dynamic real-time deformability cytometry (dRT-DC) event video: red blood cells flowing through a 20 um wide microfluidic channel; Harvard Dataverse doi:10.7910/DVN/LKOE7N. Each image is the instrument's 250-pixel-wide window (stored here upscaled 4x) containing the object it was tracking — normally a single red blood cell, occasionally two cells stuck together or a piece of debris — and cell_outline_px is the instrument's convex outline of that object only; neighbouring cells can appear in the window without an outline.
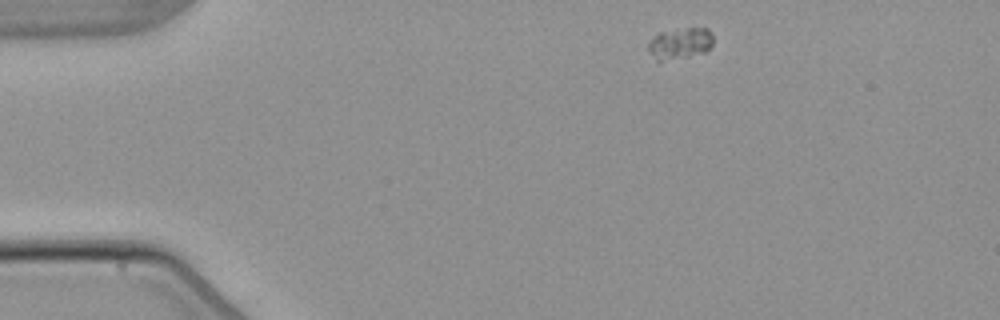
{"species": "common noctule bat (a hibernating species)", "species_latin": "Nyctalus noctula", "temperature_condition": "warm", "stored_images_in_passage": 3, "camera_frame_rate_fps": 3000, "um_per_image_px": 0.085, "animal": {"sex": "male", "body_mass_g": 21.5, "forearm_length_mm": 52.0}, "frame": {"image": 1, "passage_image": 1, "time_ms": 0.0, "image_size_px": [1000, 320], "cell_outline_px": [[712, 44], [704, 52], [688, 56], [660, 60], [656, 60], [648, 52], [648, 40], [660, 32], [688, 28], [708, 28], [712, 36]], "centroid_in_image_um": [57.77, 3.67], "position_along_channel_um": 27.2, "area_um2": 11.56}}
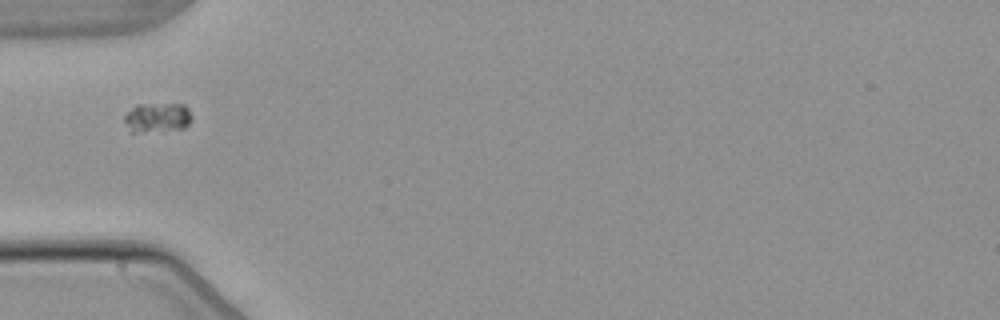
{"frame": {"image": 2, "passage_image": 3, "time_ms": 3.0, "image_size_px": [1000, 320], "cell_outline_px": [[192, 116], [188, 124], [184, 128], [136, 132], [132, 132], [124, 120], [124, 116], [136, 104], [184, 104], [188, 108]], "centroid_in_image_um": [13.39, 9.97], "position_along_channel_um": 71.6, "area_um2": 11.39}}